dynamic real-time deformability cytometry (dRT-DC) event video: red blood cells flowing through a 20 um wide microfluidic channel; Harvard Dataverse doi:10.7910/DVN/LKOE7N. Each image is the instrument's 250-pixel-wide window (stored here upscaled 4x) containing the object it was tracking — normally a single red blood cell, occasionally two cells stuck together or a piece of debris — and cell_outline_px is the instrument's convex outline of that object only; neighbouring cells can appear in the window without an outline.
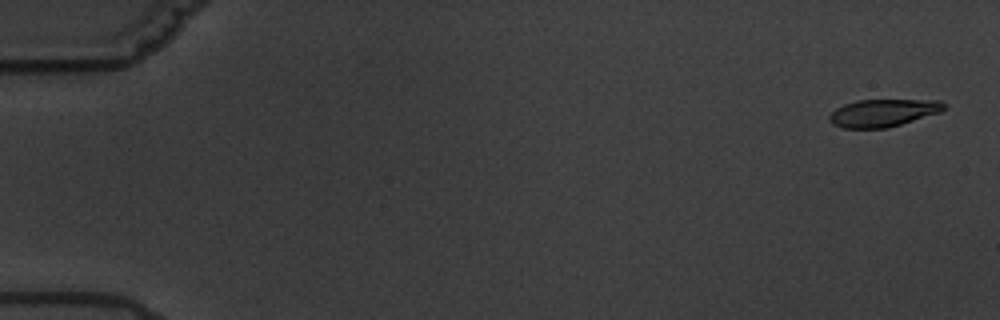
{"species": "common noctule bat (a hibernating species)", "species_latin": "Nyctalus noctula", "temperature_condition": "warm", "stored_images_in_passage": 5, "camera_frame_rate_fps": 3000, "um_per_image_px": 0.085, "animal": {"sex": "male", "body_mass_g": 19.5, "forearm_length_mm": 54.6}, "frame": {"image": 1, "passage_image": 1, "time_ms": 0.0, "image_size_px": [1000, 320], "cell_outline_px": [[948, 108], [940, 112], [888, 128], [844, 128], [832, 124], [828, 120], [828, 116], [836, 108], [844, 104], [856, 100], [940, 100], [948, 104]], "centroid_in_image_um": [75.08, 9.59], "position_along_channel_um": 9.9, "area_um2": 18.55}}
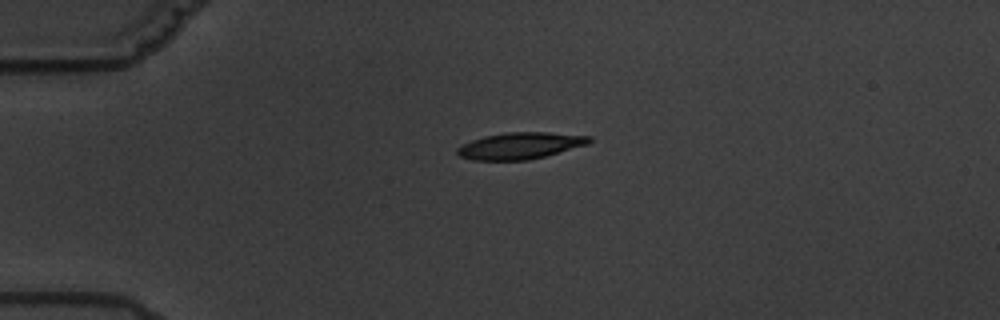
{"frame": {"image": 2, "passage_image": 4, "time_ms": 4.333, "image_size_px": [1000, 320], "cell_outline_px": [[592, 140], [588, 144], [544, 156], [528, 160], [472, 160], [460, 156], [456, 152], [456, 148], [472, 140], [484, 136], [504, 132], [548, 132], [592, 136]], "centroid_in_image_um": [44.21, 12.38], "position_along_channel_um": 40.8, "area_um2": 20.4}}